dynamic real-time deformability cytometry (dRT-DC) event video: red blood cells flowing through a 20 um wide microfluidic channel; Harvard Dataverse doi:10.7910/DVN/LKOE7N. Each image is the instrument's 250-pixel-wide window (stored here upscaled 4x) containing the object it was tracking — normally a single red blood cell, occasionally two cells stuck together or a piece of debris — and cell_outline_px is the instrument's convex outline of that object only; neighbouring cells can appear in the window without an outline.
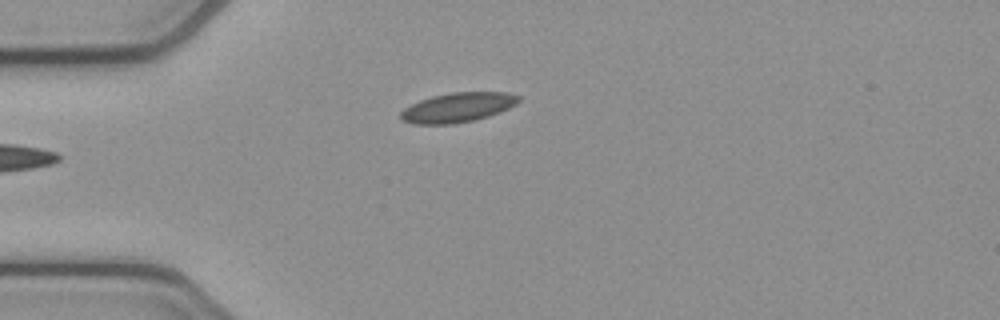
{"species": "common noctule bat (a hibernating species)", "species_latin": "Nyctalus noctula", "temperature_condition": "cold", "stored_images_in_passage": 37, "camera_frame_rate_fps": 3000, "um_per_image_px": 0.085, "animal": {"sex": "female", "body_mass_g": 21.9}, "frame": {"image": 1, "passage_image": 1, "time_ms": 0.0, "image_size_px": [1000, 320], "cell_outline_px": [[520, 100], [516, 104], [500, 112], [476, 120], [452, 124], [412, 124], [404, 120], [400, 116], [400, 112], [404, 108], [420, 100], [432, 96], [452, 92], [508, 92], [520, 96]], "centroid_in_image_um": [38.92, 9.13], "position_along_channel_um": 46.1, "area_um2": 20.35}}
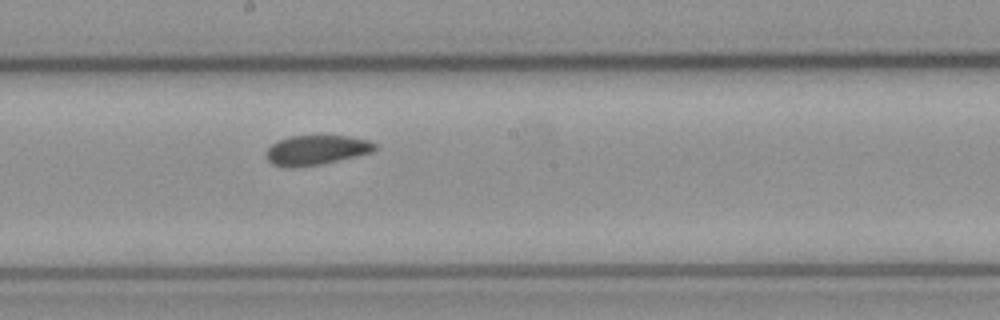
{"frame": {"image": 2, "passage_image": 16, "time_ms": 5.0, "image_size_px": [1000, 320], "cell_outline_px": [[376, 148], [372, 152], [356, 156], [320, 164], [292, 168], [288, 168], [272, 164], [268, 160], [268, 148], [272, 144], [288, 136], [348, 136], [368, 140], [376, 144]], "centroid_in_image_um": [26.89, 12.76], "position_along_channel_um": 221.3, "area_um2": 18.55}}
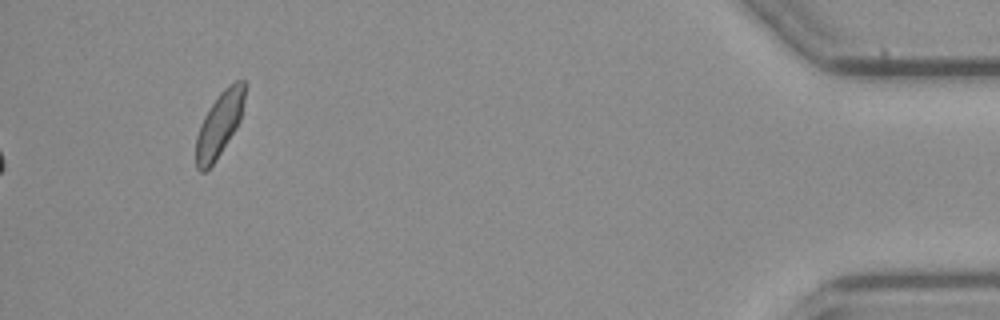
{"frame": {"image": 3, "passage_image": 37, "time_ms": 12.0, "image_size_px": [1000, 320], "cell_outline_px": [[248, 84], [240, 120], [236, 128], [216, 160], [204, 172], [200, 172], [196, 168], [196, 136], [200, 124], [204, 116], [220, 92], [228, 84], [236, 80], [244, 80]], "centroid_in_image_um": [18.67, 10.52], "position_along_channel_um": 416.5, "area_um2": 18.5}, "authors_computed_cell_mechanics": {"area_um2": 19.2474, "velocity_mm_per_s": 3.8396, "shape_relaxation_time_tau1_ms": null, "shape_relaxation_time_tau2_ms": 3.0659, "deformation_change_tau1": null, "deformation_change_tau2": 0.066}}